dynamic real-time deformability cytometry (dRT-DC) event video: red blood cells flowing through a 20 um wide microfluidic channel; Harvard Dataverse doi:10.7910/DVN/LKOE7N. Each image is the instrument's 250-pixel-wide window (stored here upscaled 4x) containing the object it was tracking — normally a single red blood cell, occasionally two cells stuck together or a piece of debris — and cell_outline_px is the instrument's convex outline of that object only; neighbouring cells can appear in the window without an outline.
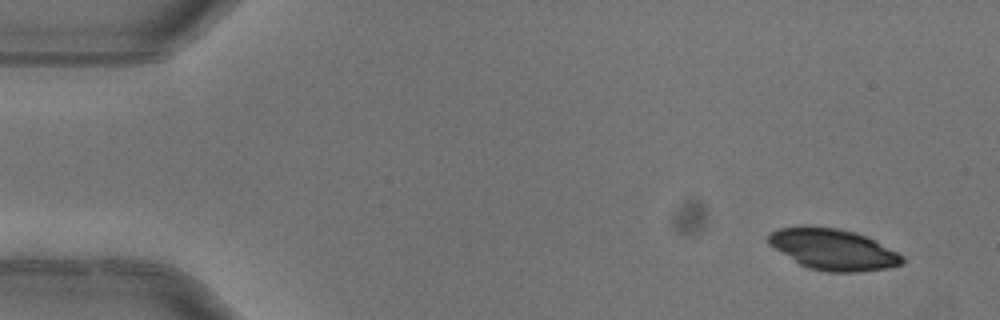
{"species": "common noctule bat (a hibernating species)", "species_latin": "Nyctalus noctula", "temperature_condition": "warm", "stored_images_in_passage": 2, "segment_of_instrument_passage": [2, 2], "camera_frame_rate_fps": 3000, "um_per_image_px": 0.085, "animal": {"sex": "female"}, "frame": {"image": 1, "passage_image": 2, "time_ms": 0.333, "image_size_px": [1000, 320], "cell_outline_px": [[904, 264], [888, 268], [856, 272], [828, 272], [808, 268], [800, 264], [768, 244], [768, 236], [772, 232], [780, 228], [800, 224], [836, 228], [856, 232], [904, 256]], "centroid_in_image_um": [70.79, 21.19], "position_along_channel_um": 14.2, "area_um2": 31.96}}